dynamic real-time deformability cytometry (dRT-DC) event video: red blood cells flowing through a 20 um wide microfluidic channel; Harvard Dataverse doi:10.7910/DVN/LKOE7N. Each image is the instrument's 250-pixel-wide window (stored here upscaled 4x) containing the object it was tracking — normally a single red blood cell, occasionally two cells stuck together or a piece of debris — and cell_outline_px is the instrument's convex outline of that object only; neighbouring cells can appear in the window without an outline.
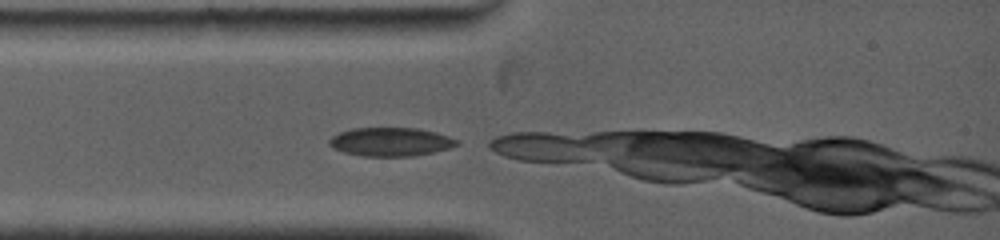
{"species": "common noctule bat (a hibernating species)", "species_latin": "Nyctalus noctula", "temperature_condition": "warm", "stored_images_in_passage": 4, "camera_frame_rate_fps": 5000, "um_per_image_px": 0.085, "animal": {"sex": "female", "body_mass_g": 19.0, "forearm_length_mm": 53.3}, "frame": {"image": 1, "passage_image": 1, "time_ms": 0.0, "image_size_px": [1000, 240], "cell_outline_px": [[460, 144], [448, 148], [432, 152], [412, 156], [364, 156], [344, 152], [332, 148], [328, 144], [328, 140], [332, 136], [340, 132], [352, 128], [416, 128], [436, 132], [460, 140]], "centroid_in_image_um": [33.19, 12.05], "position_along_channel_um": 51.8, "area_um2": 21.27}}